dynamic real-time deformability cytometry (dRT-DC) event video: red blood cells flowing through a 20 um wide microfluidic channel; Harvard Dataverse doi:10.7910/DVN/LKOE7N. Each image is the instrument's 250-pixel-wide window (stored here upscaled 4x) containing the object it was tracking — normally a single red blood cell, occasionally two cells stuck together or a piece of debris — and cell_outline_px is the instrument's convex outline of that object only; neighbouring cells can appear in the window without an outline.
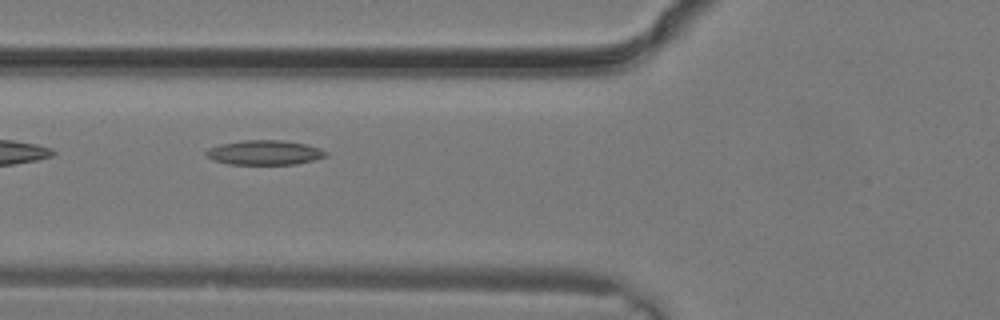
{"species": "common noctule bat (a hibernating species)", "species_latin": "Nyctalus noctula", "temperature_condition": "warm", "stored_images_in_passage": 27, "camera_frame_rate_fps": 3000, "um_per_image_px": 0.085, "animal": {"sex": "male", "body_mass_g": 19.2, "forearm_length_mm": 51.8}, "frame": {"image": 1, "passage_image": 9, "time_ms": 2.667, "image_size_px": [1000, 320], "cell_outline_px": [[328, 156], [296, 164], [228, 164], [212, 160], [204, 156], [204, 152], [208, 148], [220, 144], [240, 140], [284, 140], [308, 144], [320, 148], [328, 152]], "centroid_in_image_um": [22.46, 12.96], "position_along_channel_um": 103.3, "area_um2": 17.46}}
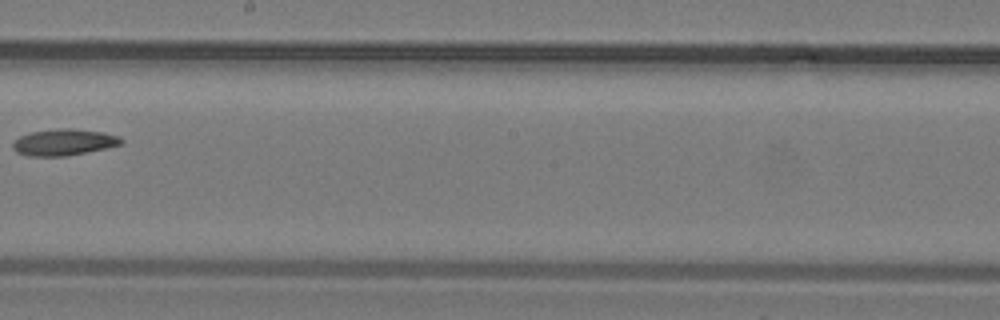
{"frame": {"image": 2, "passage_image": 15, "time_ms": 4.667, "image_size_px": [1000, 320], "cell_outline_px": [[124, 140], [120, 144], [104, 148], [64, 156], [28, 156], [16, 152], [12, 148], [12, 144], [20, 136], [32, 132], [64, 128], [72, 128], [104, 132], [120, 136]], "centroid_in_image_um": [5.42, 12.08], "position_along_channel_um": 242.8, "area_um2": 16.47}}
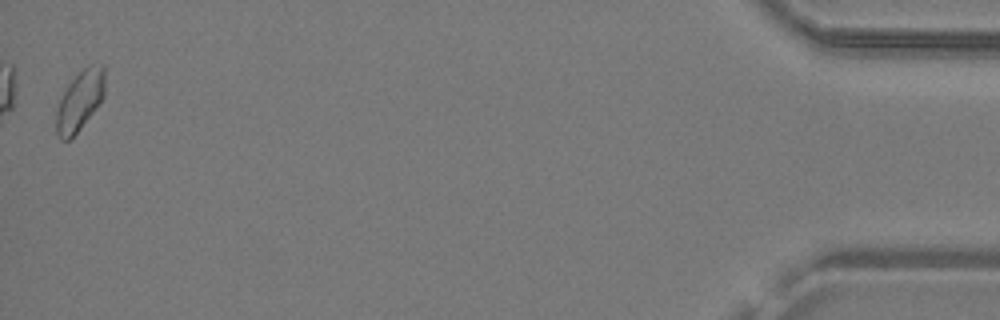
{"frame": {"image": 3, "passage_image": 27, "time_ms": 8.667, "image_size_px": [1000, 320], "cell_outline_px": [[104, 96], [80, 128], [68, 140], [60, 140], [56, 132], [56, 112], [60, 100], [68, 84], [84, 68], [100, 64], [104, 64]], "centroid_in_image_um": [6.77, 8.56], "position_along_channel_um": 428.4, "area_um2": 16.42}}